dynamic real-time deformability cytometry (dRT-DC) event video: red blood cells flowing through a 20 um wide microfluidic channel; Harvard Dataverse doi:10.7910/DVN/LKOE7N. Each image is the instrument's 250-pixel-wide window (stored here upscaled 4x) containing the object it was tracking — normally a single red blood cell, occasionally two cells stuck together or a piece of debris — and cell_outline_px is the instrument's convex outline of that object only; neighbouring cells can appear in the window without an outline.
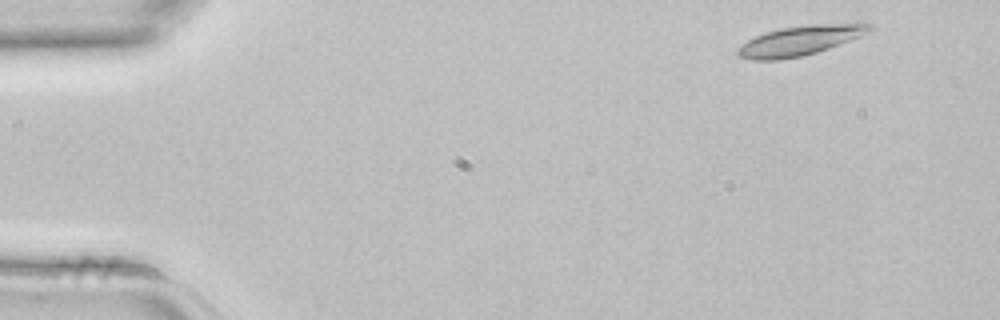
{"species": "common noctule bat (a hibernating species)", "species_latin": "Nyctalus noctula", "temperature_condition": "room temperature", "stored_images_in_passage": 3, "camera_frame_rate_fps": 3000, "um_per_image_px": 0.085, "animal": {"sex": "female", "body_mass_g": 22.7, "forearm_length_mm": 54.2}, "frame": {"image": 1, "passage_image": 1, "time_ms": 0.0, "image_size_px": [1000, 320], "cell_outline_px": [[876, 28], [860, 36], [840, 44], [816, 52], [800, 56], [780, 60], [752, 60], [736, 56], [736, 48], [748, 40], [764, 32], [780, 28], [812, 24], [872, 24]], "centroid_in_image_um": [67.93, 3.46], "position_along_channel_um": 17.1, "area_um2": 22.66}}
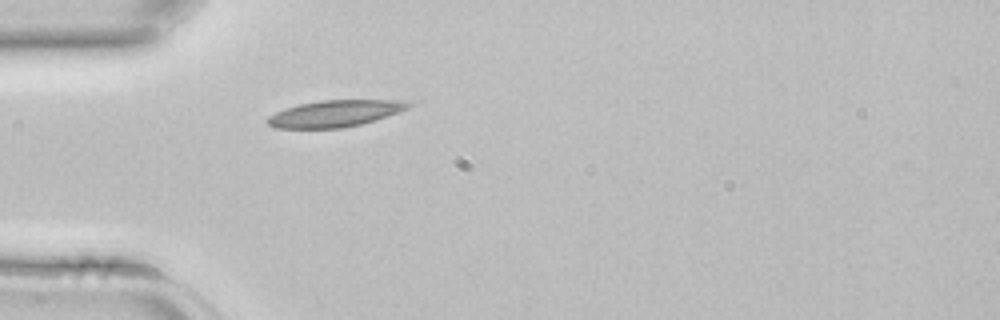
{"frame": {"image": 2, "passage_image": 3, "time_ms": 0.667, "image_size_px": [1000, 320], "cell_outline_px": [[412, 104], [408, 108], [400, 112], [360, 124], [344, 128], [276, 128], [268, 124], [264, 120], [268, 116], [284, 108], [300, 104], [320, 100], [404, 100]], "centroid_in_image_um": [28.45, 9.65], "position_along_channel_um": 56.6, "area_um2": 21.85}}